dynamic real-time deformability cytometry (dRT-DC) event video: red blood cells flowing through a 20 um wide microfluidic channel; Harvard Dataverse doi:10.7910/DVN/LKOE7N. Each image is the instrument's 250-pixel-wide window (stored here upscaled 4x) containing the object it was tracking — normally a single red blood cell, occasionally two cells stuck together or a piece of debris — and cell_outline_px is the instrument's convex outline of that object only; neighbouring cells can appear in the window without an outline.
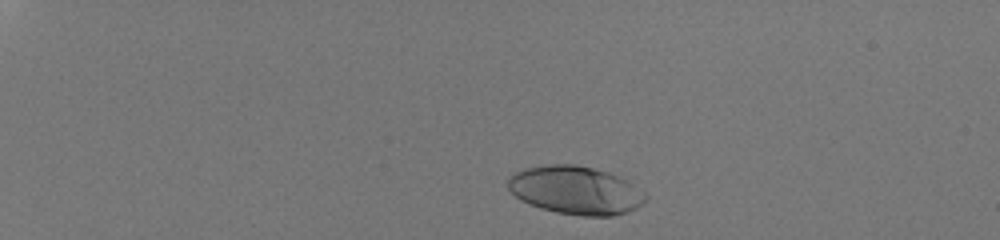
{"species": "human", "species_latin": "Homo sapiens", "temperature_condition": "room temperature", "stored_images_in_passage": 40, "camera_frame_rate_fps": 3000, "um_per_image_px": 0.085, "donor": {"sex": "male"}, "frame": {"image": 1, "passage_image": 5, "time_ms": 1.333, "image_size_px": [1000, 240], "cell_outline_px": [[648, 196], [636, 208], [628, 212], [612, 216], [580, 216], [556, 212], [540, 208], [528, 204], [520, 200], [508, 188], [508, 176], [524, 168], [548, 164], [576, 164], [608, 172], [628, 180], [644, 192]], "centroid_in_image_um": [48.91, 16.17], "position_along_channel_um": 36.1, "area_um2": 38.84}}
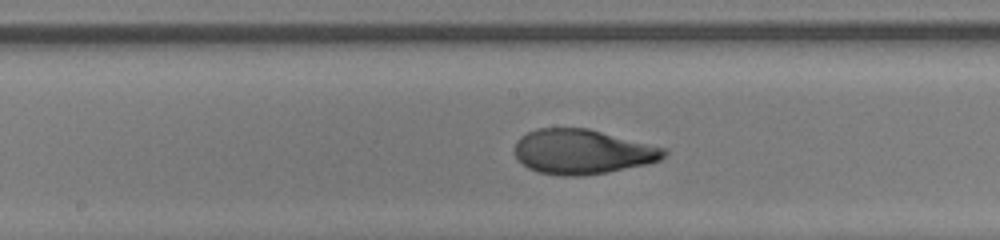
{"frame": {"image": 2, "passage_image": 25, "time_ms": 8.0, "image_size_px": [1000, 240], "cell_outline_px": [[668, 152], [660, 160], [648, 164], [608, 172], [580, 176], [560, 176], [540, 172], [528, 168], [516, 156], [516, 140], [520, 136], [536, 128], [588, 128], [668, 148]], "centroid_in_image_um": [49.55, 12.89], "position_along_channel_um": 198.7, "area_um2": 39.07}}
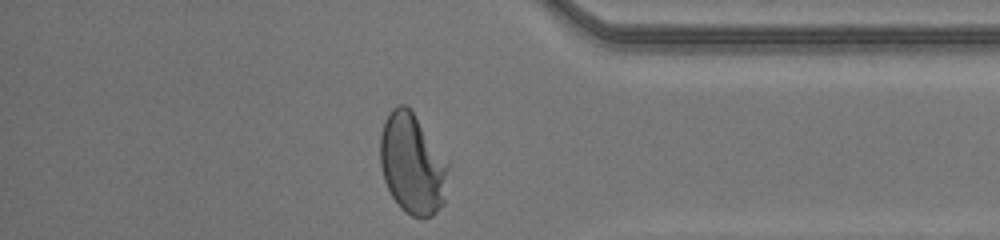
{"frame": {"image": 3, "passage_image": 40, "time_ms": 13.0, "image_size_px": [1000, 240], "cell_outline_px": [[452, 164], [444, 204], [432, 216], [412, 216], [404, 212], [400, 208], [392, 196], [384, 180], [380, 164], [380, 136], [384, 120], [392, 108], [400, 104], [404, 104], [412, 112]], "centroid_in_image_um": [35.09, 13.95], "position_along_channel_um": 400.1, "area_um2": 40.46}, "authors_computed_cell_mechanics": {"area_um2": 38.6971, "velocity_mm_per_s": 4.1824, "shape_relaxation_time_tau1_ms": 4.559, "shape_relaxation_time_tau2_ms": null, "deformation_change_tau1": 0.2546, "deformation_change_tau2": null}}